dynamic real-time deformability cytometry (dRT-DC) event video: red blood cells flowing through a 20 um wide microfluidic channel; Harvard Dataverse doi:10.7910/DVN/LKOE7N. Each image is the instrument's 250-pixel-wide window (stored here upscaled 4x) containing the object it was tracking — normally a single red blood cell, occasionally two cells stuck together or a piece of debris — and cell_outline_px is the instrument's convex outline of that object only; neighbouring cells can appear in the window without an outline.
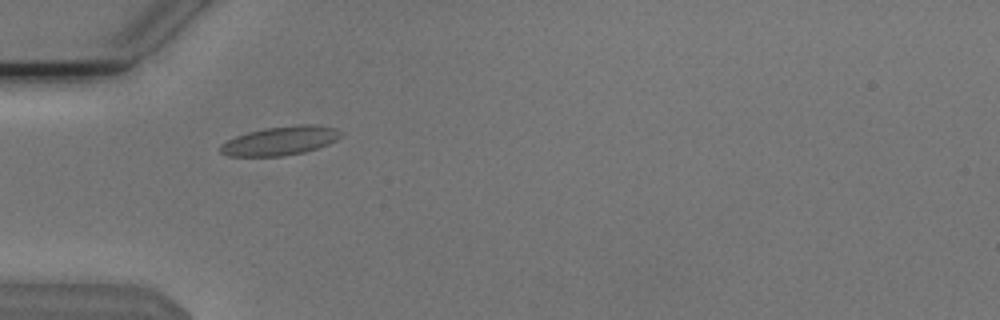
{"species": "Egyptian fruit bat (a non-hibernating species)", "species_latin": "Rousettus aegyptiacus", "temperature_condition": "cold", "stored_images_in_passage": 4, "camera_frame_rate_fps": 3000, "um_per_image_px": 0.085, "animal": {"sex": "male"}, "frame": {"image": 1, "passage_image": 3, "time_ms": 0.667, "image_size_px": [1000, 320], "cell_outline_px": [[344, 132], [336, 140], [328, 144], [304, 152], [280, 156], [228, 156], [220, 152], [220, 144], [236, 136], [248, 132], [264, 128], [296, 124], [316, 124], [336, 128]], "centroid_in_image_um": [23.84, 11.95], "position_along_channel_um": 61.2, "area_um2": 20.35}}